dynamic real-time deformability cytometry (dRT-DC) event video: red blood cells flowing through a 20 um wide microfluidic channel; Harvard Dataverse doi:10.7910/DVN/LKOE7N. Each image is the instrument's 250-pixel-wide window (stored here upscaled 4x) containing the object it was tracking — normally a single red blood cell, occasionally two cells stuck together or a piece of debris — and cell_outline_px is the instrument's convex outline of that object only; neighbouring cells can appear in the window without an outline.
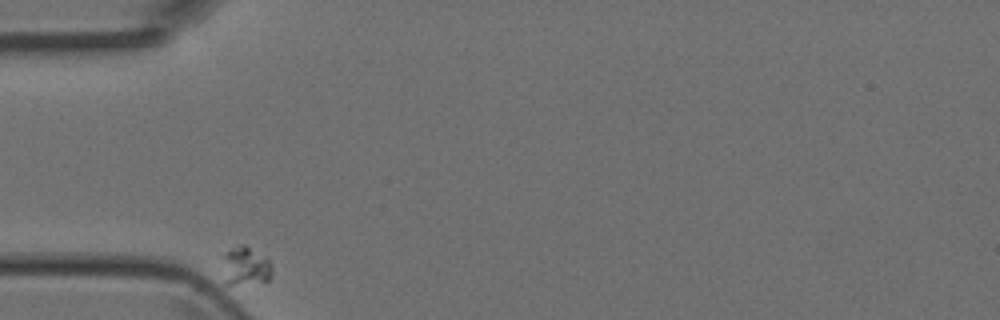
{"species": "Egyptian fruit bat (a non-hibernating species)", "species_latin": "Rousettus aegyptiacus", "temperature_condition": "room temperature", "stored_images_in_passage": 31, "camera_frame_rate_fps": 3000, "um_per_image_px": 0.085, "animal": {"sex": "female"}, "frame": {"image": 1, "passage_image": 1, "time_ms": 0.0, "image_size_px": [1000, 320], "cell_outline_px": [[272, 276], [268, 280], [232, 284], [224, 284], [220, 256], [224, 252], [236, 244], [244, 244], [268, 256], [272, 264]], "centroid_in_image_um": [20.82, 22.55], "position_along_channel_um": 64.2, "area_um2": 11.79}}
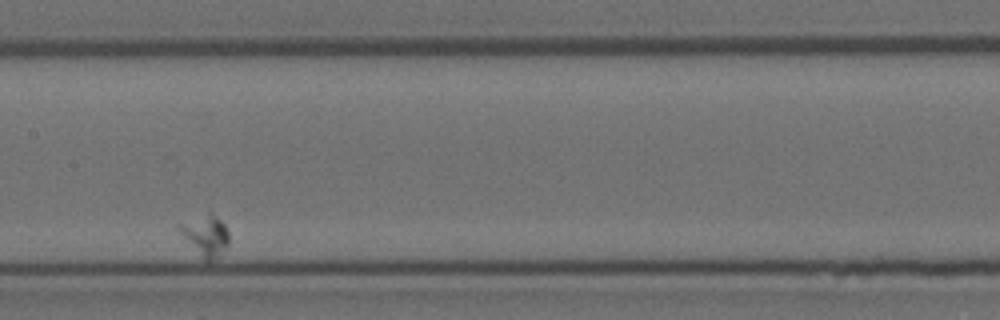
{"frame": {"image": 2, "passage_image": 14, "time_ms": 4.333, "image_size_px": [1000, 320], "cell_outline_px": [[228, 244], [216, 256], [208, 260], [204, 260], [176, 228], [176, 224], [208, 212], [212, 212], [224, 224], [228, 232]], "centroid_in_image_um": [17.43, 19.94], "position_along_channel_um": 190.0, "area_um2": 11.44}}
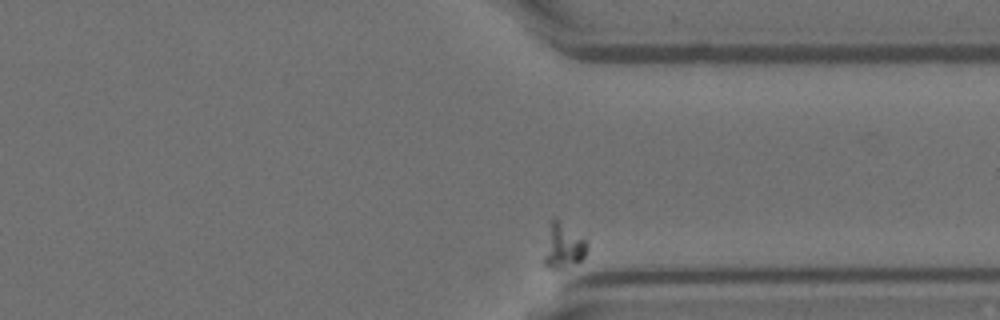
{"frame": {"image": 3, "passage_image": 31, "time_ms": 10.0, "image_size_px": [1000, 320], "cell_outline_px": [[588, 248], [584, 256], [580, 260], [564, 268], [548, 268], [544, 264], [544, 256], [552, 220], [556, 220], [584, 240], [588, 244]], "centroid_in_image_um": [47.89, 21.0], "position_along_channel_um": 363.5, "area_um2": 10.29}}